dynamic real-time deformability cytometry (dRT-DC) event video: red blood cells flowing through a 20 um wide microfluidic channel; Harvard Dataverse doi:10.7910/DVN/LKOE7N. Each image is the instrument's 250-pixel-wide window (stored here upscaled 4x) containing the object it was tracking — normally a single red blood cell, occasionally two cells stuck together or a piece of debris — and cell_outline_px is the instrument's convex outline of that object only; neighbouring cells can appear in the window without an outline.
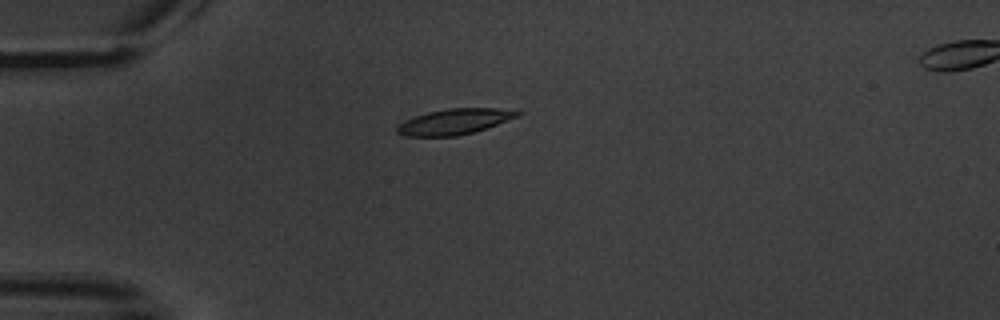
{"species": "common noctule bat (a hibernating species)", "species_latin": "Nyctalus noctula", "temperature_condition": "warm", "stored_images_in_passage": 6, "camera_frame_rate_fps": 3000, "um_per_image_px": 0.085, "animal": {"sex": "male", "body_mass_g": 20.1, "forearm_length_mm": 53.5}, "frame": {"image": 1, "passage_image": 3, "time_ms": 4.333, "image_size_px": [1000, 320], "cell_outline_px": [[524, 112], [520, 116], [472, 132], [456, 136], [408, 136], [396, 132], [396, 128], [400, 124], [416, 116], [428, 112], [448, 108], [520, 108]], "centroid_in_image_um": [38.75, 10.31], "position_along_channel_um": 46.2, "area_um2": 17.92}}
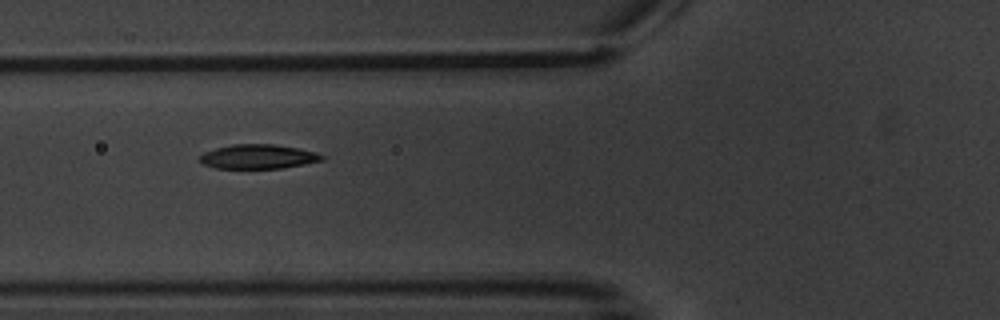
{"frame": {"image": 2, "passage_image": 5, "time_ms": 6.667, "image_size_px": [1000, 320], "cell_outline_px": [[324, 160], [304, 164], [280, 168], [216, 168], [204, 164], [200, 160], [200, 156], [204, 152], [216, 148], [232, 144], [276, 144], [300, 148], [316, 152], [324, 156]], "centroid_in_image_um": [21.97, 13.3], "position_along_channel_um": 103.8, "area_um2": 17.28}}
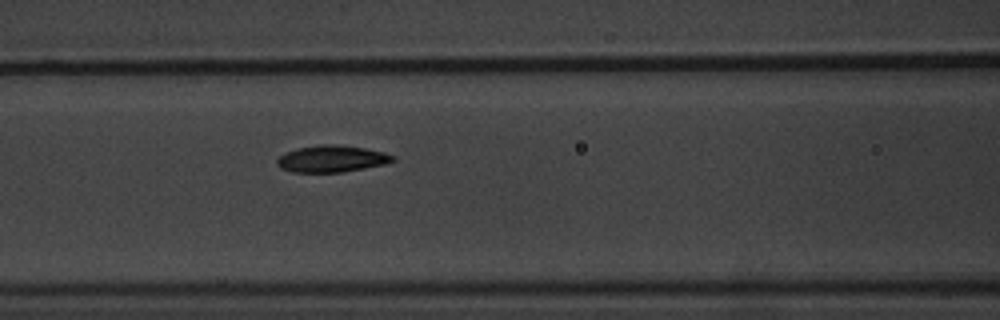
{"frame": {"image": 3, "passage_image": 6, "time_ms": 7.667, "image_size_px": [1000, 320], "cell_outline_px": [[396, 160], [384, 164], [364, 168], [340, 172], [292, 172], [280, 168], [276, 164], [276, 160], [284, 152], [296, 148], [320, 144], [332, 144], [364, 148], [384, 152], [396, 156]], "centroid_in_image_um": [28.17, 13.49], "position_along_channel_um": 138.4, "area_um2": 18.09}}